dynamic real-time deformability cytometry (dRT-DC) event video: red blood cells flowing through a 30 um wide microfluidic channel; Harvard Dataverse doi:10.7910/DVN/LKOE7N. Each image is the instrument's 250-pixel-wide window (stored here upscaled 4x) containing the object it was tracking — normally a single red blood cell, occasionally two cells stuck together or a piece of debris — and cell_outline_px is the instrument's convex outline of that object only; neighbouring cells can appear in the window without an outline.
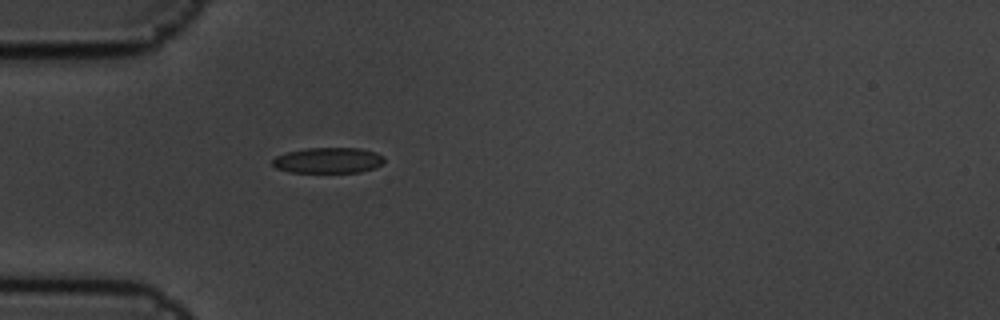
{"species": "common noctule bat (a hibernating species)", "species_latin": "Nyctalus noctula", "temperature_condition": "cold", "stored_images_in_passage": 6, "camera_frame_rate_fps": 3000, "um_per_image_px": 0.085, "animal": {"sex": "male", "body_mass_g": 19.5, "forearm_length_mm": 54.6}, "frame": {"image": 1, "passage_image": 6, "time_ms": 1.667, "image_size_px": [1000, 320], "cell_outline_px": [[384, 160], [380, 164], [372, 168], [360, 172], [292, 172], [276, 168], [272, 164], [272, 160], [276, 156], [288, 152], [308, 148], [360, 148], [376, 152], [384, 156]], "centroid_in_image_um": [27.89, 13.62], "position_along_channel_um": 57.1, "area_um2": 16.53}}